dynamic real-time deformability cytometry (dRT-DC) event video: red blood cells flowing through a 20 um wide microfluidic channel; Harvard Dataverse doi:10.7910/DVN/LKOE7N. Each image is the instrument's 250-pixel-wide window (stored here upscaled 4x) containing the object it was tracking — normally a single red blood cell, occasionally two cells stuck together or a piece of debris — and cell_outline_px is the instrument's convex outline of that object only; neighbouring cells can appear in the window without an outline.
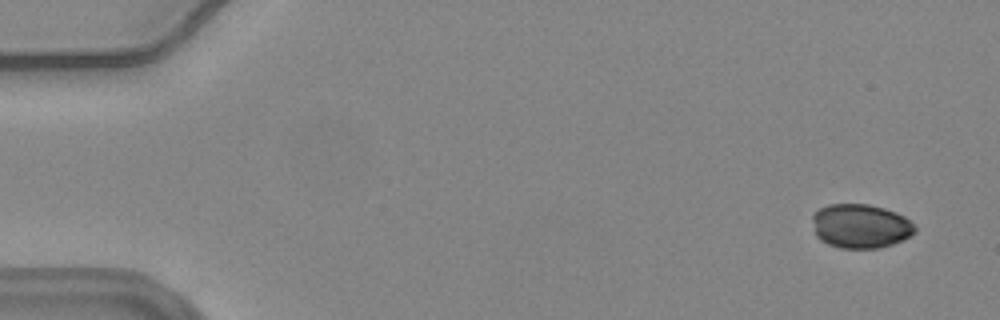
{"species": "common noctule bat (a hibernating species)", "species_latin": "Nyctalus noctula", "temperature_condition": "warm", "stored_images_in_passage": 57, "camera_frame_rate_fps": 3000, "um_per_image_px": 0.085, "animal": {"sex": "female", "body_mass_g": 24.6, "forearm_length_mm": 56.2}, "frame": {"image": 1, "passage_image": 4, "time_ms": 1.0, "image_size_px": [1000, 320], "cell_outline_px": [[916, 232], [904, 240], [880, 248], [840, 248], [828, 244], [820, 240], [816, 236], [812, 220], [812, 216], [820, 208], [828, 204], [868, 204], [884, 208], [896, 212], [904, 216], [916, 224]], "centroid_in_image_um": [73.17, 19.22], "position_along_channel_um": 11.8, "area_um2": 26.65}}
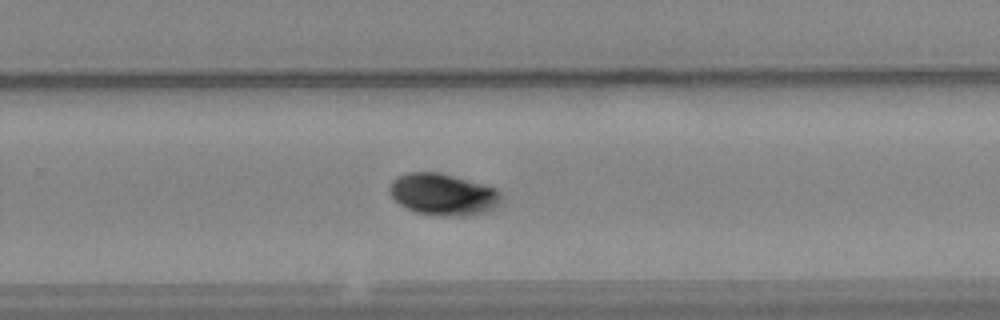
{"frame": {"image": 2, "passage_image": 38, "time_ms": 12.333, "image_size_px": [1000, 320], "cell_outline_px": [[504, 200], [496, 208], [488, 212], [468, 216], [436, 216], [416, 212], [400, 204], [392, 196], [388, 188], [392, 180], [408, 172], [440, 172], [484, 184], [496, 188], [504, 196]], "centroid_in_image_um": [37.74, 16.54], "position_along_channel_um": 292.1, "area_um2": 27.63}}
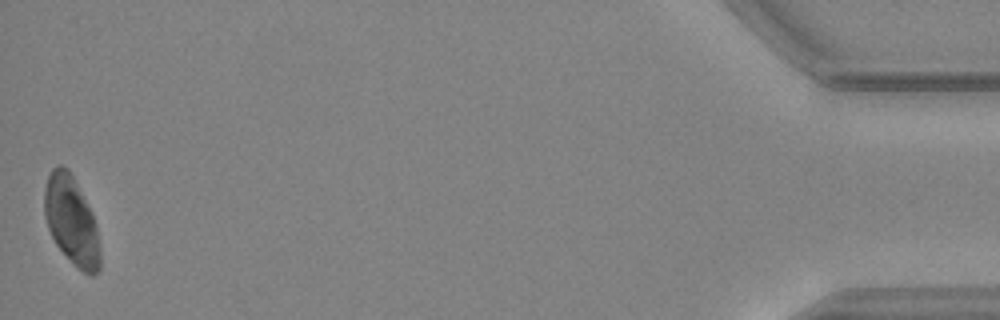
{"frame": {"image": 3, "passage_image": 57, "time_ms": 18.667, "image_size_px": [1000, 320], "cell_outline_px": [[100, 268], [92, 276], [88, 276], [76, 268], [56, 244], [48, 228], [44, 216], [44, 188], [48, 176], [52, 168], [60, 164], [68, 168], [92, 212], [100, 244]], "centroid_in_image_um": [6.07, 18.78], "position_along_channel_um": 429.1, "area_um2": 28.78}, "authors_computed_cell_mechanics": {"area_um2": 26.9348, "velocity_mm_per_s": 3.667, "shape_relaxation_time_tau1_ms": 4.1276, "shape_relaxation_time_tau2_ms": null, "deformation_change_tau1": 0.0643, "deformation_change_tau2": null}}